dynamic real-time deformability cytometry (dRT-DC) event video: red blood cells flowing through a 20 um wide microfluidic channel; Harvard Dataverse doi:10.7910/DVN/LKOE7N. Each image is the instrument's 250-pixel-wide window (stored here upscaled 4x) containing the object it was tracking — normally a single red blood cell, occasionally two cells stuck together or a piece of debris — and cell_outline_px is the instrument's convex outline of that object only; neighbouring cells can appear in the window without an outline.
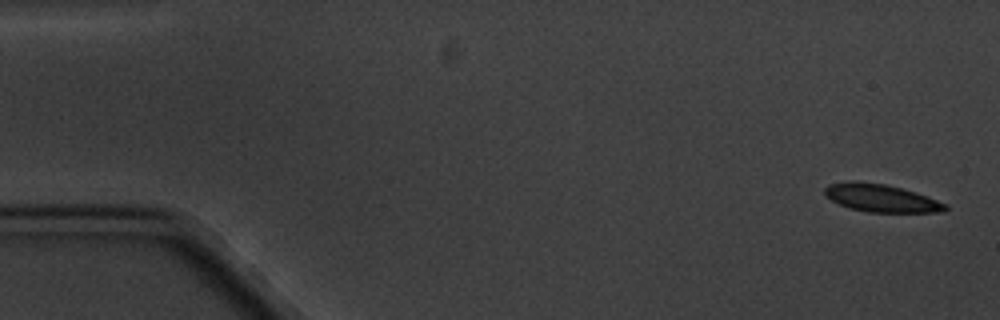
{"species": "common noctule bat (a hibernating species)", "species_latin": "Nyctalus noctula", "temperature_condition": "cold", "stored_images_in_passage": 6, "camera_frame_rate_fps": 3000, "um_per_image_px": 0.085, "animal": {"sex": "male", "body_mass_g": 20.1, "forearm_length_mm": 53.5}, "frame": {"image": 1, "passage_image": 1, "time_ms": 0.0, "image_size_px": [1000, 320], "cell_outline_px": [[948, 208], [944, 212], [868, 212], [852, 208], [840, 204], [832, 200], [824, 192], [824, 188], [828, 184], [852, 180], [856, 180], [884, 184], [916, 192], [948, 204]], "centroid_in_image_um": [74.92, 16.83], "position_along_channel_um": 10.1, "area_um2": 19.42}}
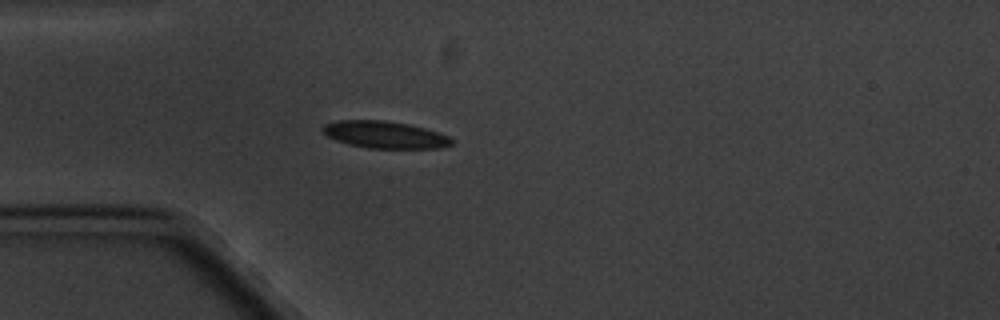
{"frame": {"image": 2, "passage_image": 5, "time_ms": 4.667, "image_size_px": [1000, 320], "cell_outline_px": [[452, 144], [440, 148], [368, 148], [348, 144], [336, 140], [320, 132], [320, 128], [324, 124], [340, 120], [384, 120], [408, 124], [440, 132], [448, 136], [452, 140]], "centroid_in_image_um": [32.67, 11.44], "position_along_channel_um": 52.3, "area_um2": 20.4}}